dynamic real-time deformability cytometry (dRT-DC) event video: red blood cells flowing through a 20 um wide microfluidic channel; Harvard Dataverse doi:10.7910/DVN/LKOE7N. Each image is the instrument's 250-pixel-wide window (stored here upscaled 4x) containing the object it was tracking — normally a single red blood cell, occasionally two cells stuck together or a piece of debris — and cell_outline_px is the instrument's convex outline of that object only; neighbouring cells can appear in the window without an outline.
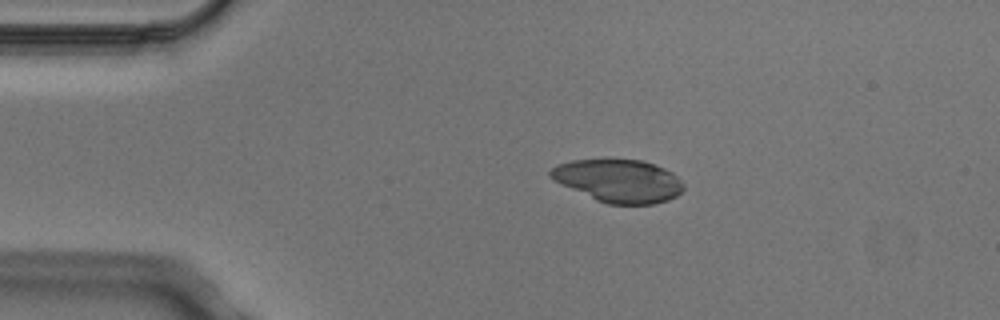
{"species": "Egyptian fruit bat (a non-hibernating species)", "species_latin": "Rousettus aegyptiacus", "temperature_condition": "cold", "stored_images_in_passage": 2, "camera_frame_rate_fps": 3000, "um_per_image_px": 0.085, "animal": {"sex": "male"}, "frame": {"image": 1, "passage_image": 1, "time_ms": 0.0, "image_size_px": [1000, 320], "cell_outline_px": [[684, 188], [676, 196], [668, 200], [652, 204], [608, 204], [596, 200], [548, 176], [548, 172], [556, 164], [572, 160], [644, 160], [656, 164], [672, 172], [684, 184]], "centroid_in_image_um": [52.61, 15.36], "position_along_channel_um": 32.4, "area_um2": 32.89}}